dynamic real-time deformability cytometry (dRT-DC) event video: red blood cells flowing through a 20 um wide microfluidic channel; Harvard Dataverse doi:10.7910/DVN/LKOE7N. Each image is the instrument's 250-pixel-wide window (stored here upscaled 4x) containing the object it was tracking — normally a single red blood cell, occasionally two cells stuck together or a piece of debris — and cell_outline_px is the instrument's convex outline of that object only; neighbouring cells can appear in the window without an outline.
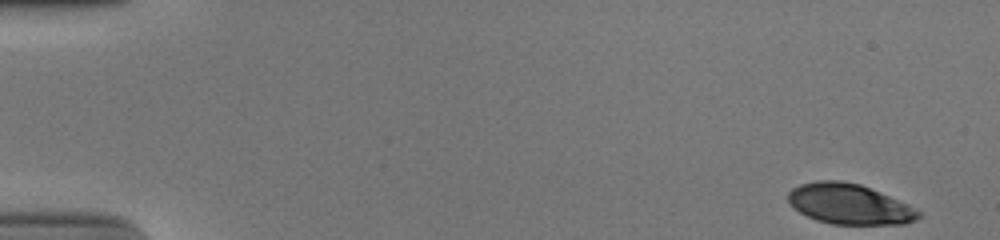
{"species": "human", "species_latin": "Homo sapiens", "temperature_condition": "cold", "stored_images_in_passage": 52, "camera_frame_rate_fps": 3000, "um_per_image_px": 0.085, "donor": {"sex": "male"}, "frame": {"image": 1, "passage_image": 1, "time_ms": 0.0, "image_size_px": [1000, 240], "cell_outline_px": [[920, 216], [916, 220], [904, 224], [832, 224], [816, 220], [800, 212], [788, 200], [788, 192], [792, 188], [800, 184], [816, 180], [840, 180], [860, 184], [908, 204], [920, 212]], "centroid_in_image_um": [72.19, 17.34], "position_along_channel_um": 12.8, "area_um2": 30.46}}
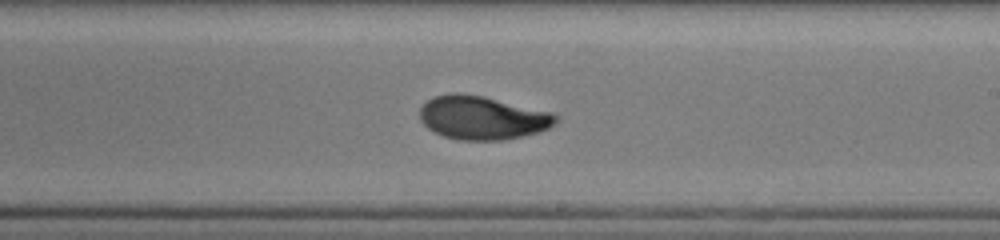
{"frame": {"image": 2, "passage_image": 31, "time_ms": 10.0, "image_size_px": [1000, 240], "cell_outline_px": [[556, 120], [548, 128], [536, 132], [504, 140], [460, 140], [444, 136], [428, 128], [420, 120], [420, 108], [432, 96], [452, 92], [460, 92], [484, 96], [552, 112], [556, 116]], "centroid_in_image_um": [40.95, 9.99], "position_along_channel_um": 248.0, "area_um2": 34.33}}
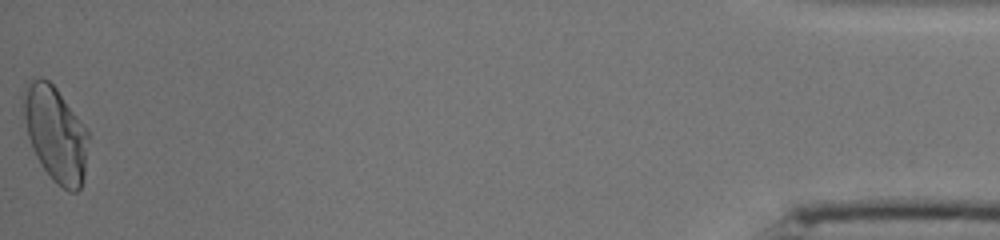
{"frame": {"image": 3, "passage_image": 52, "time_ms": 17.0, "image_size_px": [1000, 240], "cell_outline_px": [[88, 136], [84, 176], [80, 188], [76, 192], [68, 192], [52, 180], [40, 164], [32, 148], [28, 136], [24, 120], [20, 96], [24, 88], [32, 76], [40, 76], [48, 80], [56, 88], [88, 132]], "centroid_in_image_um": [4.66, 11.35], "position_along_channel_um": 430.5, "area_um2": 36.13}, "authors_computed_cell_mechanics": {"area_um2": 33.6974, "velocity_mm_per_s": 3.8719, "shape_relaxation_time_tau1_ms": 5.0922, "shape_relaxation_time_tau2_ms": 1.1745, "deformation_change_tau1": 0.1881, "deformation_change_tau2": 0.054}}